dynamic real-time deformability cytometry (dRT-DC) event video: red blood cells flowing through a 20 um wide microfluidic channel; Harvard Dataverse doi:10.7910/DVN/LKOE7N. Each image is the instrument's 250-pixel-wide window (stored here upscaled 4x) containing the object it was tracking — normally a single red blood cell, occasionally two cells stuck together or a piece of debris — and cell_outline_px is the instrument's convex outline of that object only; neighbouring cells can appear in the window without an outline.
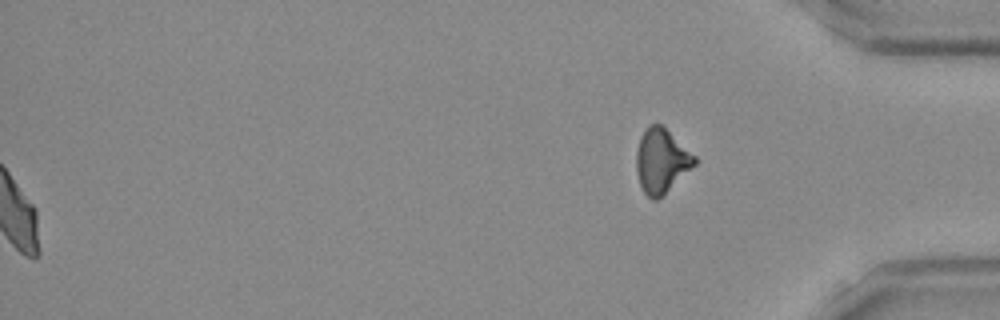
{"species": "Egyptian fruit bat (a non-hibernating species)", "species_latin": "Rousettus aegyptiacus", "temperature_condition": "room temperature", "stored_images_in_passage": 47, "segment_of_instrument_passage": [2, 2], "camera_frame_rate_fps": 3000, "um_per_image_px": 0.085, "frame": {"image": 1, "passage_image": 47, "time_ms": 15.333, "image_size_px": [1000, 320], "cell_outline_px": [[696, 164], [656, 200], [652, 200], [644, 192], [640, 184], [636, 172], [636, 152], [640, 136], [644, 128], [648, 124], [660, 124], [696, 156]], "centroid_in_image_um": [56.18, 13.64], "position_along_channel_um": 379.0, "area_um2": 21.5}}